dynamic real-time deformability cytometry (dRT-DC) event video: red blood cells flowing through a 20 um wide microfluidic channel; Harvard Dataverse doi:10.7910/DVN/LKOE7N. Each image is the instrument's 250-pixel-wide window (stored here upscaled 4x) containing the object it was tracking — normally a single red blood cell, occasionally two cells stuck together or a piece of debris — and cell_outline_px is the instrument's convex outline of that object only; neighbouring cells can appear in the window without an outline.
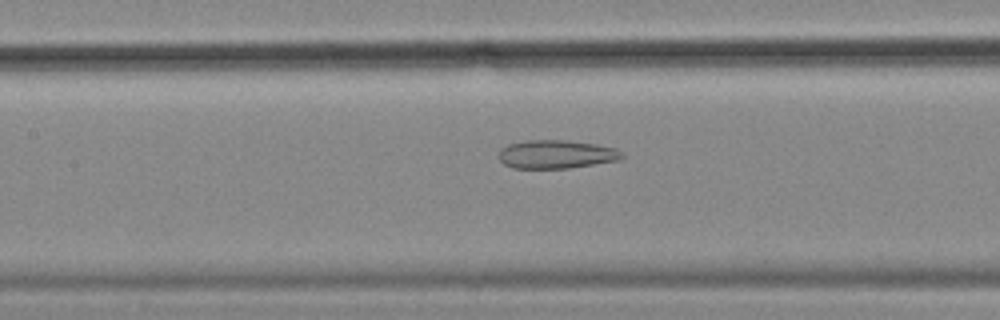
{"species": "common noctule bat (a hibernating species)", "species_latin": "Nyctalus noctula", "temperature_condition": "cold", "stored_images_in_passage": 32, "camera_frame_rate_fps": 3000, "um_per_image_px": 0.085, "animal": {"sex": "female", "body_mass_g": 18.4}, "frame": {"image": 1, "passage_image": 12, "time_ms": 3.667, "image_size_px": [1000, 320], "cell_outline_px": [[624, 156], [620, 160], [568, 168], [512, 168], [504, 164], [500, 160], [500, 148], [508, 144], [528, 140], [564, 140], [596, 144], [616, 148]], "centroid_in_image_um": [47.28, 13.11], "position_along_channel_um": 160.1, "area_um2": 20.35}}
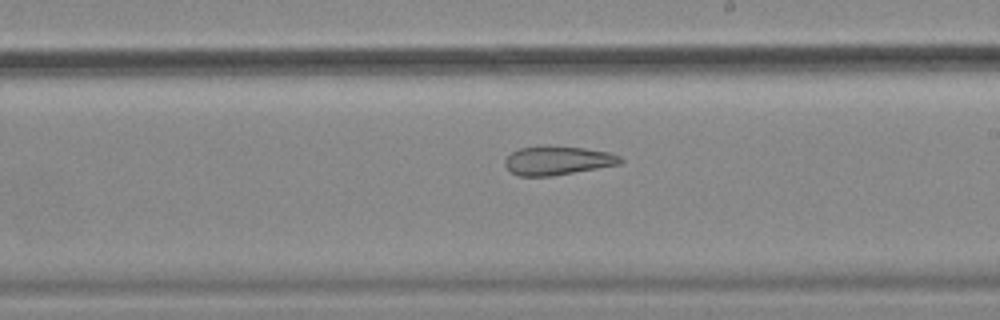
{"frame": {"image": 2, "passage_image": 19, "time_ms": 6.0, "image_size_px": [1000, 320], "cell_outline_px": [[624, 160], [620, 164], [552, 176], [516, 176], [504, 164], [504, 160], [512, 152], [520, 148], [584, 148], [608, 152], [620, 156]], "centroid_in_image_um": [47.41, 13.68], "position_along_channel_um": 241.6, "area_um2": 18.67}}
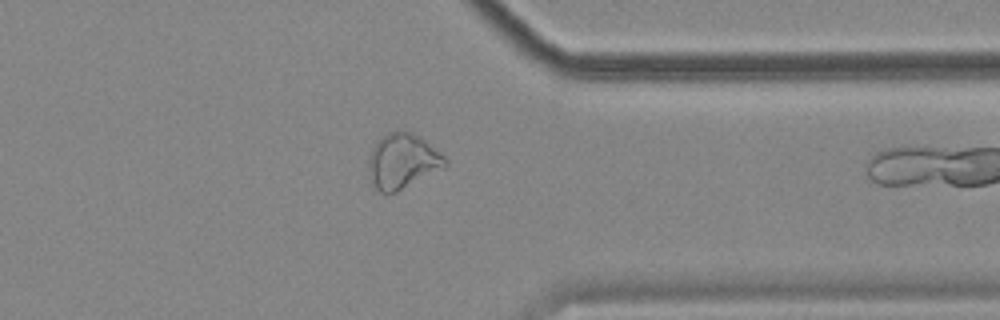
{"frame": {"image": 3, "passage_image": 31, "time_ms": 10.0, "image_size_px": [1000, 320], "cell_outline_px": [[448, 164], [444, 168], [396, 192], [372, 192], [368, 176], [368, 160], [372, 148], [376, 140], [388, 132], [400, 128], [404, 128], [412, 132], [424, 140], [444, 156], [448, 160]], "centroid_in_image_um": [34.15, 13.7], "position_along_channel_um": 377.2, "area_um2": 25.2}}